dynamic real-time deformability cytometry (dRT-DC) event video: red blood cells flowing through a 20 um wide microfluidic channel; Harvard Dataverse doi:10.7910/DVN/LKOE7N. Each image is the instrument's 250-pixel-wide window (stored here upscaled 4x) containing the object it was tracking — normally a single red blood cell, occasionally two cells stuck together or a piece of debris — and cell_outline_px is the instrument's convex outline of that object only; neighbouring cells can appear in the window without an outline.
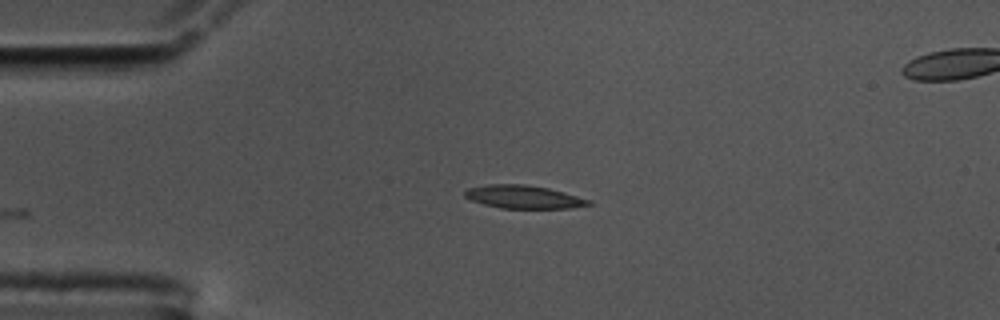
{"species": "common noctule bat (a hibernating species)", "species_latin": "Nyctalus noctula", "temperature_condition": "cold", "stored_images_in_passage": 22, "camera_frame_rate_fps": 3000, "um_per_image_px": 0.085, "animal": {"sex": "male", "body_mass_g": 17.5, "forearm_length_mm": 52.3}, "frame": {"image": 1, "passage_image": 1, "time_ms": 0.0, "image_size_px": [1000, 320], "cell_outline_px": [[592, 204], [572, 208], [500, 208], [484, 204], [472, 200], [464, 196], [464, 192], [468, 188], [488, 184], [524, 184], [548, 188], [564, 192], [592, 200]], "centroid_in_image_um": [44.52, 16.73], "position_along_channel_um": 40.5, "area_um2": 16.65}}
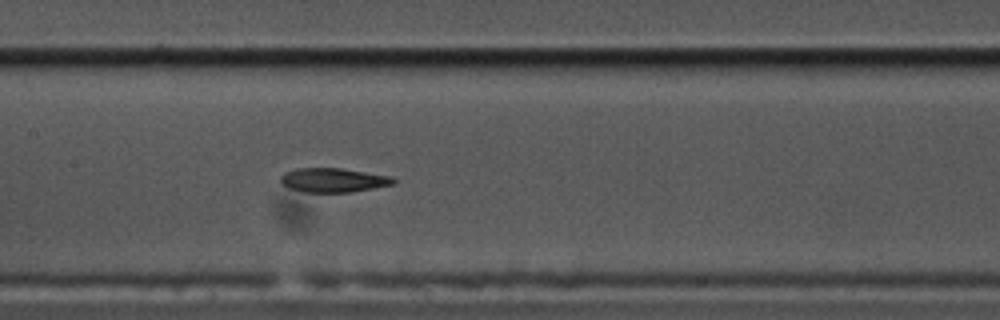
{"frame": {"image": 2, "passage_image": 15, "time_ms": 4.667, "image_size_px": [1000, 320], "cell_outline_px": [[396, 184], [348, 192], [304, 192], [288, 188], [280, 184], [280, 176], [284, 172], [296, 168], [340, 168], [392, 176], [396, 180]], "centroid_in_image_um": [28.29, 15.3], "position_along_channel_um": 179.1, "area_um2": 16.01}}
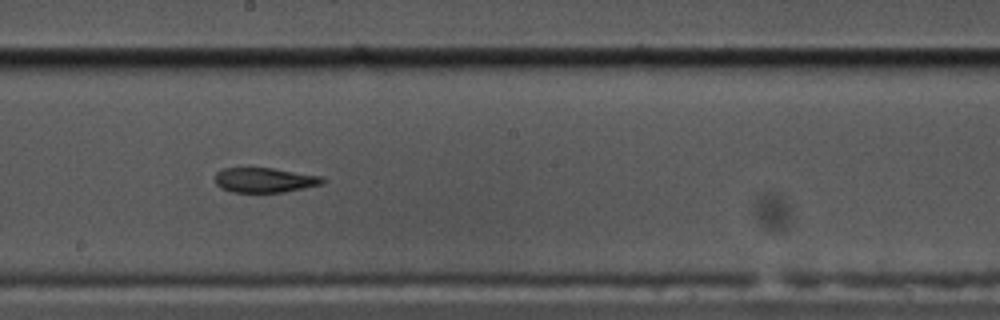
{"frame": {"image": 3, "passage_image": 19, "time_ms": 6.0, "image_size_px": [1000, 320], "cell_outline_px": [[328, 180], [324, 184], [284, 192], [232, 192], [220, 188], [216, 184], [216, 172], [224, 168], [248, 164], [320, 176]], "centroid_in_image_um": [22.45, 15.26], "position_along_channel_um": 225.7, "area_um2": 16.24}}